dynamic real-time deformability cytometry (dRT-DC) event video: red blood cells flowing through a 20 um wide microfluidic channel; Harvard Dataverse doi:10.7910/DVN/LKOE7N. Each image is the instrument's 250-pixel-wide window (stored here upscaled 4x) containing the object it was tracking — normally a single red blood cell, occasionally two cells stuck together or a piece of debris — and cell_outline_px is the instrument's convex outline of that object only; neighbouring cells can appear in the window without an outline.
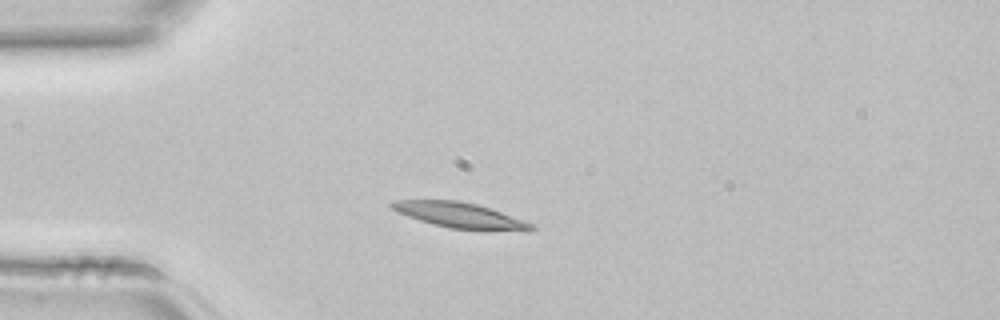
{"species": "common noctule bat (a hibernating species)", "species_latin": "Nyctalus noctula", "temperature_condition": "room temperature", "stored_images_in_passage": 1, "camera_frame_rate_fps": 3000, "um_per_image_px": 0.085, "animal": {"sex": "female", "body_mass_g": 22.7, "forearm_length_mm": 54.2}, "frame": {"image": 1, "passage_image": 1, "time_ms": 0.0, "image_size_px": [1000, 320], "cell_outline_px": [[536, 228], [532, 232], [528, 232], [448, 228], [432, 224], [408, 216], [392, 208], [388, 204], [396, 200], [460, 200], [476, 204], [536, 224]], "centroid_in_image_um": [39.2, 18.32], "position_along_channel_um": 45.8, "area_um2": 20.75}}